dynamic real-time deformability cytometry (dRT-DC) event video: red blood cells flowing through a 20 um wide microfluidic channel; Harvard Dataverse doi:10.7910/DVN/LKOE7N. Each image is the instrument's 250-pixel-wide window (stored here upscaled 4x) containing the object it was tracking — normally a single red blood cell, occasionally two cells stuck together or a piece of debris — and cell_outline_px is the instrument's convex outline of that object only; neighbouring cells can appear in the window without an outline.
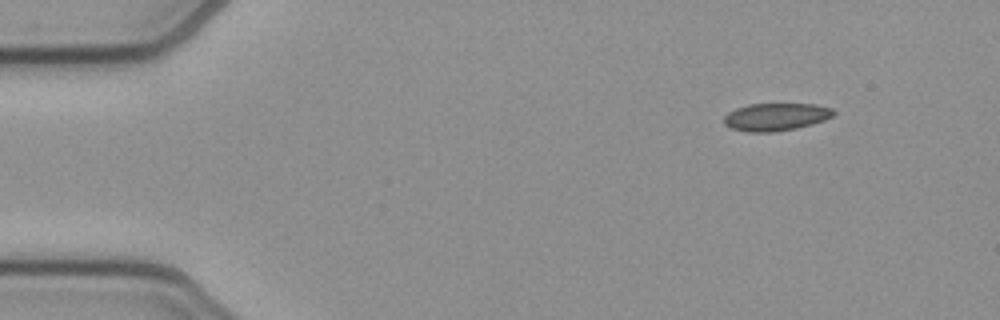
{"species": "common noctule bat (a hibernating species)", "species_latin": "Nyctalus noctula", "temperature_condition": "cold", "stored_images_in_passage": 47, "camera_frame_rate_fps": 3000, "um_per_image_px": 0.085, "animal": {"sex": "female", "body_mass_g": 21.9}, "frame": {"image": 1, "passage_image": 1, "time_ms": 0.0, "image_size_px": [1000, 320], "cell_outline_px": [[836, 112], [832, 116], [824, 120], [812, 124], [796, 128], [776, 132], [748, 132], [732, 128], [724, 124], [724, 116], [728, 112], [736, 108], [748, 104], [816, 104], [832, 108]], "centroid_in_image_um": [65.95, 9.93], "position_along_channel_um": 19.1, "area_um2": 17.69}}
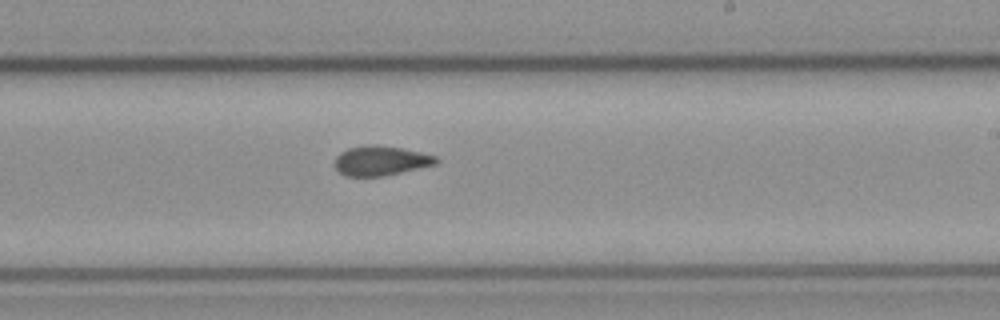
{"frame": {"image": 2, "passage_image": 26, "time_ms": 8.333, "image_size_px": [1000, 320], "cell_outline_px": [[440, 160], [436, 164], [384, 176], [344, 176], [336, 168], [336, 156], [340, 152], [348, 148], [368, 144], [376, 144], [404, 148], [436, 156]], "centroid_in_image_um": [32.37, 13.64], "position_along_channel_um": 256.6, "area_um2": 17.57}}
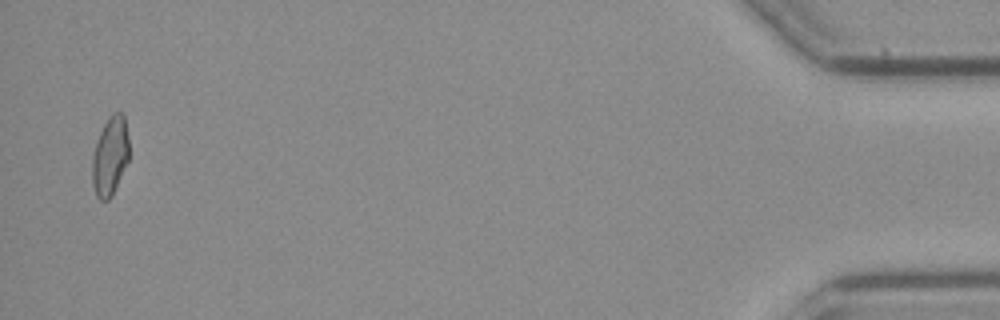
{"frame": {"image": 3, "passage_image": 46, "time_ms": 15.0, "image_size_px": [1000, 320], "cell_outline_px": [[128, 160], [112, 196], [108, 200], [100, 200], [96, 196], [92, 184], [92, 156], [100, 132], [108, 116], [112, 112], [124, 112], [128, 136]], "centroid_in_image_um": [9.35, 13.25], "position_along_channel_um": 425.8, "area_um2": 16.99}, "authors_computed_cell_mechanics": {"area_um2": 17.6868, "velocity_mm_per_s": 3.9265, "shape_relaxation_time_tau1_ms": null, "shape_relaxation_time_tau2_ms": 6.0283, "deformation_change_tau1": null, "deformation_change_tau2": 0.1047}}